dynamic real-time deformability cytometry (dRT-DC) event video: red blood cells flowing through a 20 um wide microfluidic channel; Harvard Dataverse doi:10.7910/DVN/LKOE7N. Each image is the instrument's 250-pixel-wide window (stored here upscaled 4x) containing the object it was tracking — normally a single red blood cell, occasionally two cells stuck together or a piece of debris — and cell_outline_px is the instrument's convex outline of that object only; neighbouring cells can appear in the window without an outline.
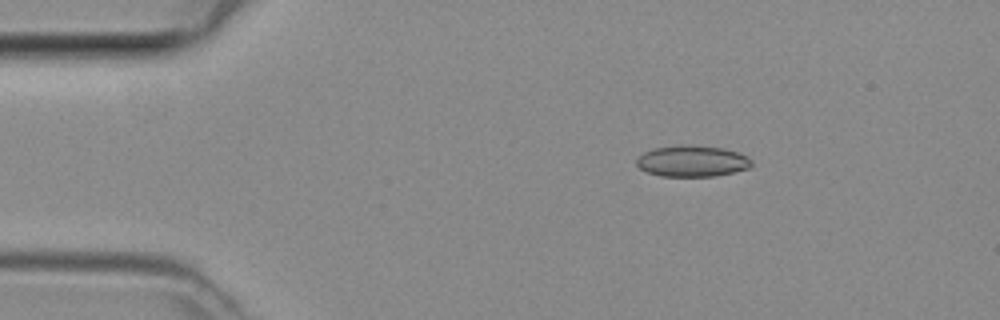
{"species": "common noctule bat (a hibernating species)", "species_latin": "Nyctalus noctula", "temperature_condition": "room temperature", "stored_images_in_passage": 6, "camera_frame_rate_fps": 3000, "um_per_image_px": 0.085, "animal": {"sex": "female", "body_mass_g": 29.2, "forearm_length_mm": 56.3}, "frame": {"image": 1, "passage_image": 3, "time_ms": 0.667, "image_size_px": [1000, 320], "cell_outline_px": [[752, 164], [748, 168], [716, 176], [660, 176], [648, 172], [640, 168], [636, 164], [636, 160], [644, 152], [652, 148], [680, 144], [688, 144], [720, 148], [736, 152], [748, 156], [752, 160]], "centroid_in_image_um": [58.81, 13.68], "position_along_channel_um": 26.2, "area_um2": 20.92}}
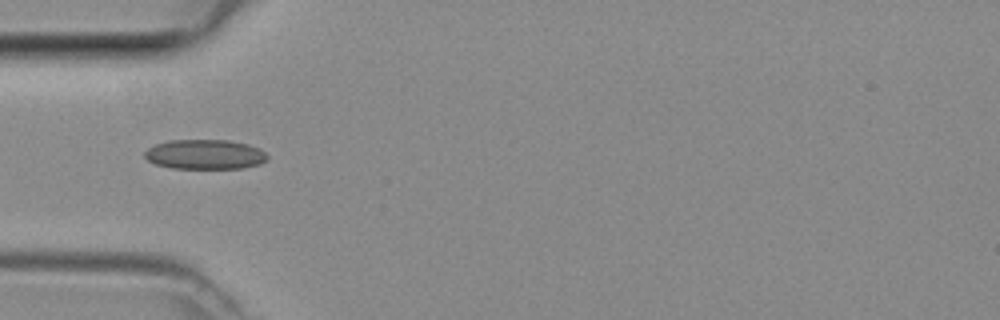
{"frame": {"image": 2, "passage_image": 5, "time_ms": 1.333, "image_size_px": [1000, 320], "cell_outline_px": [[268, 160], [260, 164], [244, 168], [172, 168], [156, 164], [148, 160], [144, 156], [144, 152], [148, 148], [156, 144], [168, 140], [228, 140], [248, 144], [260, 148], [268, 156]], "centroid_in_image_um": [17.44, 13.12], "position_along_channel_um": 67.6, "area_um2": 21.33}}
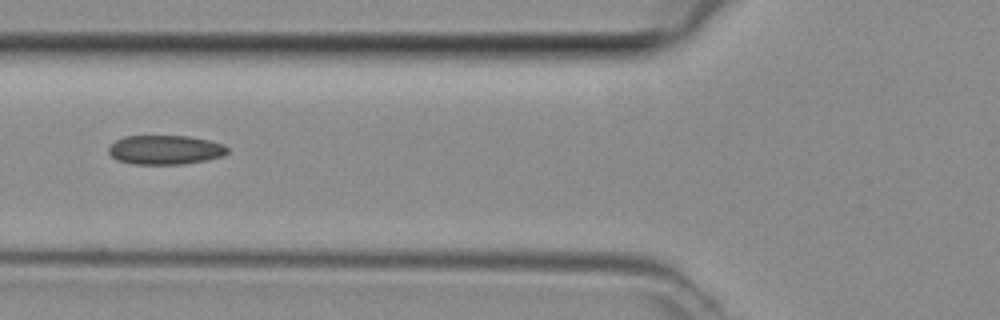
{"frame": {"image": 3, "passage_image": 6, "time_ms": 1.667, "image_size_px": [1000, 320], "cell_outline_px": [[228, 152], [224, 156], [184, 164], [132, 164], [116, 160], [108, 152], [108, 148], [116, 140], [124, 136], [188, 136], [208, 140], [224, 144], [228, 148]], "centroid_in_image_um": [14.04, 12.74], "position_along_channel_um": 111.8, "area_um2": 20.29}}